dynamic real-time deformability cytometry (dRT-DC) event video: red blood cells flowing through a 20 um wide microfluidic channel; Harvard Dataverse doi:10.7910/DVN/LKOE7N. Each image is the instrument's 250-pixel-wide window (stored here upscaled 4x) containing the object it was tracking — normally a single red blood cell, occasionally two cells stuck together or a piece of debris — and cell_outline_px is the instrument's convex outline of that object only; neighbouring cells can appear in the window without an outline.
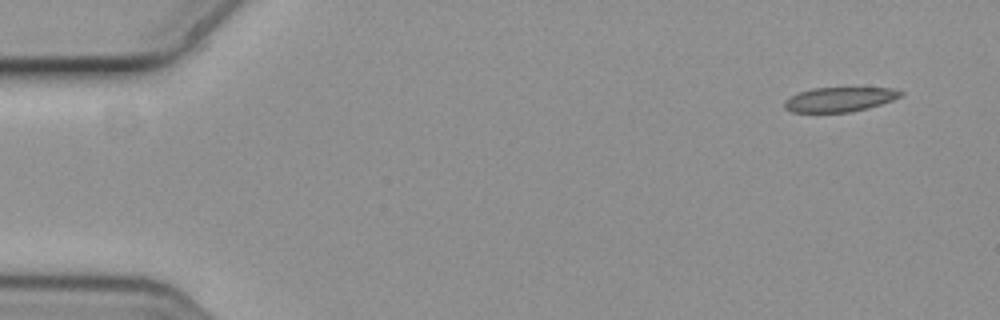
{"species": "common noctule bat (a hibernating species)", "species_latin": "Nyctalus noctula", "temperature_condition": "cold", "stored_images_in_passage": 4, "camera_frame_rate_fps": 3000, "um_per_image_px": 0.085, "animal": {"sex": "female", "body_mass_g": 19.3, "forearm_length_mm": 54.1}, "frame": {"image": 1, "passage_image": 1, "time_ms": 0.0, "image_size_px": [1000, 320], "cell_outline_px": [[904, 92], [900, 96], [892, 100], [868, 108], [852, 112], [792, 112], [784, 108], [784, 100], [800, 92], [812, 88], [892, 88]], "centroid_in_image_um": [71.35, 8.45], "position_along_channel_um": 13.7, "area_um2": 16.47}}